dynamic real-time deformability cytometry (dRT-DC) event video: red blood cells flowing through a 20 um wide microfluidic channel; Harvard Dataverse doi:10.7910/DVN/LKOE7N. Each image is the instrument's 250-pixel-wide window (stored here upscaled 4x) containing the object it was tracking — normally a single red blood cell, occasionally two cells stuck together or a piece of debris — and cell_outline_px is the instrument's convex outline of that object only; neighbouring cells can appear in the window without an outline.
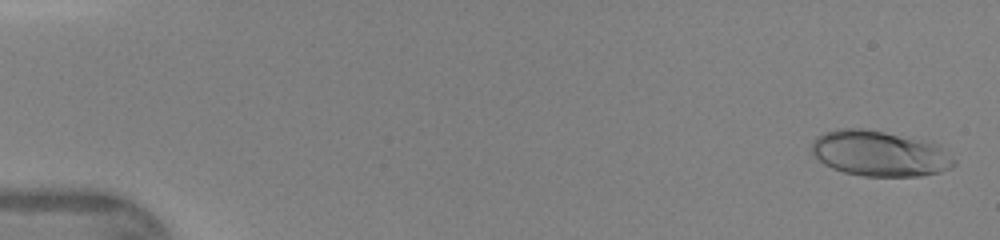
{"species": "human", "species_latin": "Homo sapiens", "temperature_condition": "warm", "stored_images_in_passage": 46, "camera_frame_rate_fps": 3000, "um_per_image_px": 0.085, "donor": {"sex": "female"}, "frame": {"image": 1, "passage_image": 2, "time_ms": 0.333, "image_size_px": [1000, 240], "cell_outline_px": [[956, 164], [940, 172], [920, 176], [864, 176], [844, 172], [832, 168], [824, 164], [812, 152], [812, 140], [816, 136], [824, 132], [836, 128], [864, 128], [924, 140], [936, 144], [956, 160]], "centroid_in_image_um": [74.74, 13.04], "position_along_channel_um": 10.3, "area_um2": 37.69}}
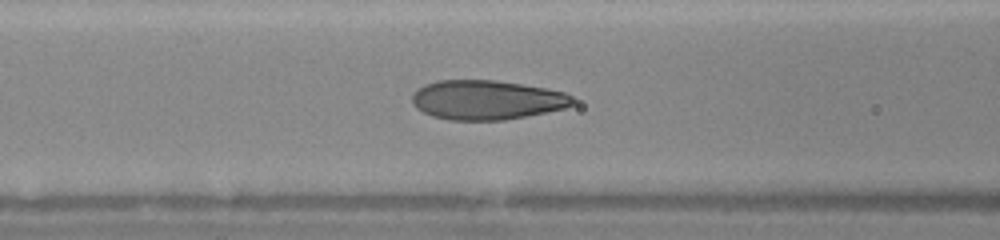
{"frame": {"image": 2, "passage_image": 20, "time_ms": 6.333, "image_size_px": [1000, 240], "cell_outline_px": [[576, 100], [572, 104], [564, 108], [504, 120], [448, 120], [432, 116], [416, 108], [412, 104], [412, 96], [416, 88], [424, 84], [436, 80], [496, 80], [544, 88], [564, 92], [572, 96]], "centroid_in_image_um": [41.32, 8.49], "position_along_channel_um": 125.3, "area_um2": 36.88}}
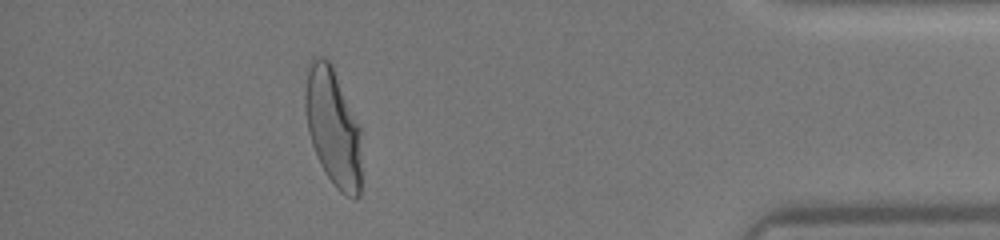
{"frame": {"image": 3, "passage_image": 42, "time_ms": 13.667, "image_size_px": [1000, 240], "cell_outline_px": [[360, 196], [356, 200], [340, 192], [336, 188], [324, 172], [320, 164], [312, 144], [308, 132], [304, 108], [304, 92], [308, 64], [312, 56], [324, 56], [332, 64], [360, 128]], "centroid_in_image_um": [28.27, 10.79], "position_along_channel_um": 406.9, "area_um2": 38.96}}